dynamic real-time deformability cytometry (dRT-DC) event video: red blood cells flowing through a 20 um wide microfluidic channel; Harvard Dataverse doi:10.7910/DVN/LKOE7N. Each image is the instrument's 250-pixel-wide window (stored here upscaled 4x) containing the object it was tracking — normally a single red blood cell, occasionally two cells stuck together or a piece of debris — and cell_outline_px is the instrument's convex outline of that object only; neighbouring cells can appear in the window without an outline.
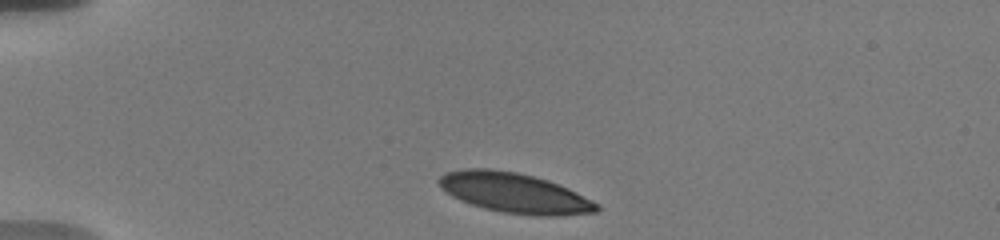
{"species": "human", "species_latin": "Homo sapiens", "temperature_condition": "warm", "stored_images_in_passage": 2, "camera_frame_rate_fps": 3000, "um_per_image_px": 0.085, "donor": {"sex": "male"}, "frame": {"image": 1, "passage_image": 1, "time_ms": 0.0, "image_size_px": [1000, 240], "cell_outline_px": [[600, 208], [596, 212], [556, 216], [540, 216], [504, 212], [484, 208], [460, 200], [452, 196], [440, 188], [436, 180], [444, 172], [464, 168], [488, 168], [516, 172], [548, 180], [568, 188], [600, 204]], "centroid_in_image_um": [43.7, 16.39], "position_along_channel_um": 41.3, "area_um2": 36.82}}